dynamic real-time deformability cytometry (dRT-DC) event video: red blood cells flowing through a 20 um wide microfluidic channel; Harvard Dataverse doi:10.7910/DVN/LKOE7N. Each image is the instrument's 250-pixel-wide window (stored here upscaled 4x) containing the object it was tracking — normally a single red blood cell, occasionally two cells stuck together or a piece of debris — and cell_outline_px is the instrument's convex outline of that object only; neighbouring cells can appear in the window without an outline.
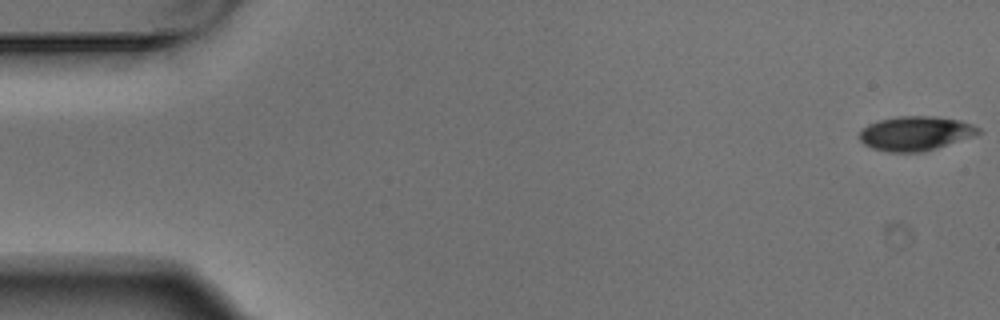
{"species": "Egyptian fruit bat (a non-hibernating species)", "species_latin": "Rousettus aegyptiacus", "temperature_condition": "warm", "stored_images_in_passage": 6, "camera_frame_rate_fps": 3000, "um_per_image_px": 0.085, "animal": {"sex": "male"}, "frame": {"image": 1, "passage_image": 1, "time_ms": 0.0, "image_size_px": [1000, 320], "cell_outline_px": [[980, 132], [936, 148], [924, 152], [888, 152], [872, 148], [864, 144], [860, 140], [860, 132], [868, 124], [880, 120], [896, 116], [936, 116], [960, 120], [972, 124], [980, 128]], "centroid_in_image_um": [77.78, 11.33], "position_along_channel_um": 7.2, "area_um2": 23.47}}